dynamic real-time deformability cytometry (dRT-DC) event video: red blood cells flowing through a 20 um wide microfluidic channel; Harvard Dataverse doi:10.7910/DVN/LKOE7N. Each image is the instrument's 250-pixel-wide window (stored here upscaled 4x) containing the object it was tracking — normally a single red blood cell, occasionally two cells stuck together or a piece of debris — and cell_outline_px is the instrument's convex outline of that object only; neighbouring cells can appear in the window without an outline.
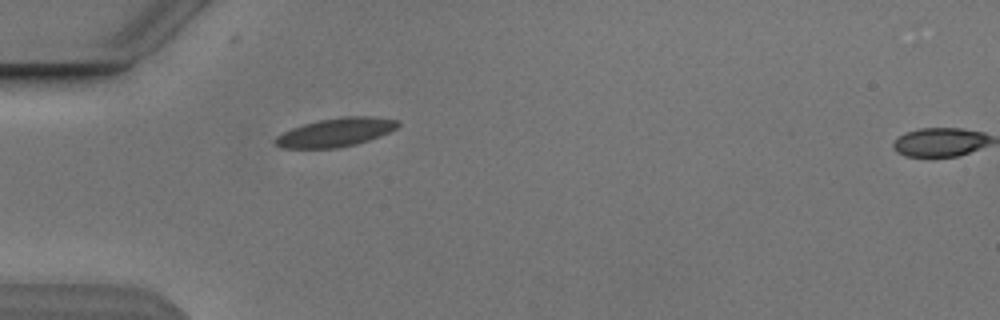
{"species": "Egyptian fruit bat (a non-hibernating species)", "species_latin": "Rousettus aegyptiacus", "temperature_condition": "cold", "stored_images_in_passage": 2, "segment_of_instrument_passage": [1, 2], "camera_frame_rate_fps": 3000, "um_per_image_px": 0.085, "animal": {"sex": "male"}, "frame": {"image": 1, "passage_image": 1, "time_ms": 0.0, "image_size_px": [1000, 320], "cell_outline_px": [[400, 124], [396, 128], [380, 136], [356, 144], [336, 148], [280, 148], [272, 140], [276, 136], [292, 128], [304, 124], [320, 120], [344, 116], [372, 116], [400, 120]], "centroid_in_image_um": [28.54, 11.24], "position_along_channel_um": 56.5, "area_um2": 20.4}}